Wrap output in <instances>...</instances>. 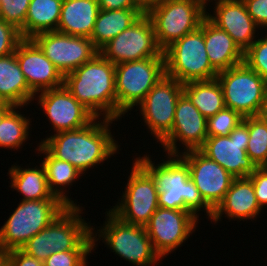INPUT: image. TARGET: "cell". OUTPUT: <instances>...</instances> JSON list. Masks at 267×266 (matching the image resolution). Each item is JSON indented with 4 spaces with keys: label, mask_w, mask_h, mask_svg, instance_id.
Instances as JSON below:
<instances>
[{
    "label": "cell",
    "mask_w": 267,
    "mask_h": 266,
    "mask_svg": "<svg viewBox=\"0 0 267 266\" xmlns=\"http://www.w3.org/2000/svg\"><path fill=\"white\" fill-rule=\"evenodd\" d=\"M99 119L96 117L89 125L76 130L54 133L40 143L55 158L70 163L85 174L87 169L103 163L119 151L120 145L109 127L115 120L103 118L100 122Z\"/></svg>",
    "instance_id": "1"
},
{
    "label": "cell",
    "mask_w": 267,
    "mask_h": 266,
    "mask_svg": "<svg viewBox=\"0 0 267 266\" xmlns=\"http://www.w3.org/2000/svg\"><path fill=\"white\" fill-rule=\"evenodd\" d=\"M168 160L156 164L149 155L136 157V161L152 176L158 189L161 208L190 211L199 217L206 211L211 219L213 210L204 202L199 190L189 176V166L179 155H167Z\"/></svg>",
    "instance_id": "2"
},
{
    "label": "cell",
    "mask_w": 267,
    "mask_h": 266,
    "mask_svg": "<svg viewBox=\"0 0 267 266\" xmlns=\"http://www.w3.org/2000/svg\"><path fill=\"white\" fill-rule=\"evenodd\" d=\"M63 85L95 117L116 121L115 64L100 53L65 74Z\"/></svg>",
    "instance_id": "3"
},
{
    "label": "cell",
    "mask_w": 267,
    "mask_h": 266,
    "mask_svg": "<svg viewBox=\"0 0 267 266\" xmlns=\"http://www.w3.org/2000/svg\"><path fill=\"white\" fill-rule=\"evenodd\" d=\"M82 209L83 207H68L21 249L41 261L60 251L94 249L92 226L82 219Z\"/></svg>",
    "instance_id": "4"
},
{
    "label": "cell",
    "mask_w": 267,
    "mask_h": 266,
    "mask_svg": "<svg viewBox=\"0 0 267 266\" xmlns=\"http://www.w3.org/2000/svg\"><path fill=\"white\" fill-rule=\"evenodd\" d=\"M67 208L60 199L21 200L0 229V248L21 249Z\"/></svg>",
    "instance_id": "5"
},
{
    "label": "cell",
    "mask_w": 267,
    "mask_h": 266,
    "mask_svg": "<svg viewBox=\"0 0 267 266\" xmlns=\"http://www.w3.org/2000/svg\"><path fill=\"white\" fill-rule=\"evenodd\" d=\"M106 216L107 221L99 232L94 234L95 228L92 226L93 248L97 247L96 241L102 238L115 254L129 263L136 266H155L160 263L161 257L154 250L145 227L125 223L110 210Z\"/></svg>",
    "instance_id": "6"
},
{
    "label": "cell",
    "mask_w": 267,
    "mask_h": 266,
    "mask_svg": "<svg viewBox=\"0 0 267 266\" xmlns=\"http://www.w3.org/2000/svg\"><path fill=\"white\" fill-rule=\"evenodd\" d=\"M163 54L165 75L182 84L217 77L218 72L212 67L206 52L204 19L198 29L172 43Z\"/></svg>",
    "instance_id": "7"
},
{
    "label": "cell",
    "mask_w": 267,
    "mask_h": 266,
    "mask_svg": "<svg viewBox=\"0 0 267 266\" xmlns=\"http://www.w3.org/2000/svg\"><path fill=\"white\" fill-rule=\"evenodd\" d=\"M165 76V58H147L115 65L116 121L144 100Z\"/></svg>",
    "instance_id": "8"
},
{
    "label": "cell",
    "mask_w": 267,
    "mask_h": 266,
    "mask_svg": "<svg viewBox=\"0 0 267 266\" xmlns=\"http://www.w3.org/2000/svg\"><path fill=\"white\" fill-rule=\"evenodd\" d=\"M207 6L200 0H162L147 15L152 21L159 48L164 51L184 35L198 29Z\"/></svg>",
    "instance_id": "9"
},
{
    "label": "cell",
    "mask_w": 267,
    "mask_h": 266,
    "mask_svg": "<svg viewBox=\"0 0 267 266\" xmlns=\"http://www.w3.org/2000/svg\"><path fill=\"white\" fill-rule=\"evenodd\" d=\"M121 201L110 209L121 221L145 227L159 207L152 176L135 160Z\"/></svg>",
    "instance_id": "10"
},
{
    "label": "cell",
    "mask_w": 267,
    "mask_h": 266,
    "mask_svg": "<svg viewBox=\"0 0 267 266\" xmlns=\"http://www.w3.org/2000/svg\"><path fill=\"white\" fill-rule=\"evenodd\" d=\"M222 87L225 106L243 118L256 116L264 99L267 82L245 62L221 71L216 77Z\"/></svg>",
    "instance_id": "11"
},
{
    "label": "cell",
    "mask_w": 267,
    "mask_h": 266,
    "mask_svg": "<svg viewBox=\"0 0 267 266\" xmlns=\"http://www.w3.org/2000/svg\"><path fill=\"white\" fill-rule=\"evenodd\" d=\"M99 53L112 64L147 58H164L156 42L151 19L143 14L136 22L109 41Z\"/></svg>",
    "instance_id": "12"
},
{
    "label": "cell",
    "mask_w": 267,
    "mask_h": 266,
    "mask_svg": "<svg viewBox=\"0 0 267 266\" xmlns=\"http://www.w3.org/2000/svg\"><path fill=\"white\" fill-rule=\"evenodd\" d=\"M182 94L183 84L165 75L138 105L144 124L157 142H161L171 132L176 104Z\"/></svg>",
    "instance_id": "13"
},
{
    "label": "cell",
    "mask_w": 267,
    "mask_h": 266,
    "mask_svg": "<svg viewBox=\"0 0 267 266\" xmlns=\"http://www.w3.org/2000/svg\"><path fill=\"white\" fill-rule=\"evenodd\" d=\"M248 140L247 117H244L229 136L207 137L199 150L235 178L248 177L257 168L246 152Z\"/></svg>",
    "instance_id": "14"
},
{
    "label": "cell",
    "mask_w": 267,
    "mask_h": 266,
    "mask_svg": "<svg viewBox=\"0 0 267 266\" xmlns=\"http://www.w3.org/2000/svg\"><path fill=\"white\" fill-rule=\"evenodd\" d=\"M198 221L190 211L158 207L145 228L154 250L162 259L194 233Z\"/></svg>",
    "instance_id": "15"
},
{
    "label": "cell",
    "mask_w": 267,
    "mask_h": 266,
    "mask_svg": "<svg viewBox=\"0 0 267 266\" xmlns=\"http://www.w3.org/2000/svg\"><path fill=\"white\" fill-rule=\"evenodd\" d=\"M32 39L63 76L99 53L87 37L49 31L36 34Z\"/></svg>",
    "instance_id": "16"
},
{
    "label": "cell",
    "mask_w": 267,
    "mask_h": 266,
    "mask_svg": "<svg viewBox=\"0 0 267 266\" xmlns=\"http://www.w3.org/2000/svg\"><path fill=\"white\" fill-rule=\"evenodd\" d=\"M179 156L188 164L190 179L204 202L214 211L223 201L235 177L200 150L180 152Z\"/></svg>",
    "instance_id": "17"
},
{
    "label": "cell",
    "mask_w": 267,
    "mask_h": 266,
    "mask_svg": "<svg viewBox=\"0 0 267 266\" xmlns=\"http://www.w3.org/2000/svg\"><path fill=\"white\" fill-rule=\"evenodd\" d=\"M207 118L192 104L183 93L177 101L171 132L160 142L164 152L179 155L177 141L184 145V152L199 150L207 139Z\"/></svg>",
    "instance_id": "18"
},
{
    "label": "cell",
    "mask_w": 267,
    "mask_h": 266,
    "mask_svg": "<svg viewBox=\"0 0 267 266\" xmlns=\"http://www.w3.org/2000/svg\"><path fill=\"white\" fill-rule=\"evenodd\" d=\"M39 93L37 95L38 104L56 133L82 128L96 118L64 85Z\"/></svg>",
    "instance_id": "19"
},
{
    "label": "cell",
    "mask_w": 267,
    "mask_h": 266,
    "mask_svg": "<svg viewBox=\"0 0 267 266\" xmlns=\"http://www.w3.org/2000/svg\"><path fill=\"white\" fill-rule=\"evenodd\" d=\"M15 54L29 88L36 95L63 86L64 76L32 38H23Z\"/></svg>",
    "instance_id": "20"
},
{
    "label": "cell",
    "mask_w": 267,
    "mask_h": 266,
    "mask_svg": "<svg viewBox=\"0 0 267 266\" xmlns=\"http://www.w3.org/2000/svg\"><path fill=\"white\" fill-rule=\"evenodd\" d=\"M214 13L206 17L217 27L226 31L244 53L255 41L259 27L247 12L242 0H214Z\"/></svg>",
    "instance_id": "21"
},
{
    "label": "cell",
    "mask_w": 267,
    "mask_h": 266,
    "mask_svg": "<svg viewBox=\"0 0 267 266\" xmlns=\"http://www.w3.org/2000/svg\"><path fill=\"white\" fill-rule=\"evenodd\" d=\"M261 210L251 179L249 177H238L233 179L223 201L213 211L210 220L218 223V220L225 213L230 220L251 219L252 221L261 214Z\"/></svg>",
    "instance_id": "22"
},
{
    "label": "cell",
    "mask_w": 267,
    "mask_h": 266,
    "mask_svg": "<svg viewBox=\"0 0 267 266\" xmlns=\"http://www.w3.org/2000/svg\"><path fill=\"white\" fill-rule=\"evenodd\" d=\"M204 40L208 59L219 73L244 62V53L223 29L204 18Z\"/></svg>",
    "instance_id": "23"
},
{
    "label": "cell",
    "mask_w": 267,
    "mask_h": 266,
    "mask_svg": "<svg viewBox=\"0 0 267 266\" xmlns=\"http://www.w3.org/2000/svg\"><path fill=\"white\" fill-rule=\"evenodd\" d=\"M36 94L29 88L16 54L0 57V101L16 107H24Z\"/></svg>",
    "instance_id": "24"
},
{
    "label": "cell",
    "mask_w": 267,
    "mask_h": 266,
    "mask_svg": "<svg viewBox=\"0 0 267 266\" xmlns=\"http://www.w3.org/2000/svg\"><path fill=\"white\" fill-rule=\"evenodd\" d=\"M99 11L97 0H63L57 31L90 38Z\"/></svg>",
    "instance_id": "25"
},
{
    "label": "cell",
    "mask_w": 267,
    "mask_h": 266,
    "mask_svg": "<svg viewBox=\"0 0 267 266\" xmlns=\"http://www.w3.org/2000/svg\"><path fill=\"white\" fill-rule=\"evenodd\" d=\"M144 13L139 8L100 9L90 39L99 51L114 37L136 22Z\"/></svg>",
    "instance_id": "26"
},
{
    "label": "cell",
    "mask_w": 267,
    "mask_h": 266,
    "mask_svg": "<svg viewBox=\"0 0 267 266\" xmlns=\"http://www.w3.org/2000/svg\"><path fill=\"white\" fill-rule=\"evenodd\" d=\"M36 150L39 151L38 154L45 155L41 164L44 166L48 186L52 194L68 207H80L67 196V193L65 194L64 189L68 185H73L72 182H75L82 173L70 163L55 158L41 143Z\"/></svg>",
    "instance_id": "27"
},
{
    "label": "cell",
    "mask_w": 267,
    "mask_h": 266,
    "mask_svg": "<svg viewBox=\"0 0 267 266\" xmlns=\"http://www.w3.org/2000/svg\"><path fill=\"white\" fill-rule=\"evenodd\" d=\"M8 175L10 176V186L23 195L22 200H43L59 199L55 197L49 189L44 166L38 168H21L12 166Z\"/></svg>",
    "instance_id": "28"
},
{
    "label": "cell",
    "mask_w": 267,
    "mask_h": 266,
    "mask_svg": "<svg viewBox=\"0 0 267 266\" xmlns=\"http://www.w3.org/2000/svg\"><path fill=\"white\" fill-rule=\"evenodd\" d=\"M63 0H31L22 38H33L36 34L57 31Z\"/></svg>",
    "instance_id": "29"
},
{
    "label": "cell",
    "mask_w": 267,
    "mask_h": 266,
    "mask_svg": "<svg viewBox=\"0 0 267 266\" xmlns=\"http://www.w3.org/2000/svg\"><path fill=\"white\" fill-rule=\"evenodd\" d=\"M183 93L207 119L226 107L217 78L186 82L183 84Z\"/></svg>",
    "instance_id": "30"
},
{
    "label": "cell",
    "mask_w": 267,
    "mask_h": 266,
    "mask_svg": "<svg viewBox=\"0 0 267 266\" xmlns=\"http://www.w3.org/2000/svg\"><path fill=\"white\" fill-rule=\"evenodd\" d=\"M21 107H14L3 119L0 124V147L8 149L22 148L24 142L29 138L30 118L22 115L19 110Z\"/></svg>",
    "instance_id": "31"
},
{
    "label": "cell",
    "mask_w": 267,
    "mask_h": 266,
    "mask_svg": "<svg viewBox=\"0 0 267 266\" xmlns=\"http://www.w3.org/2000/svg\"><path fill=\"white\" fill-rule=\"evenodd\" d=\"M247 155L256 167H267V124L257 116L247 117Z\"/></svg>",
    "instance_id": "32"
},
{
    "label": "cell",
    "mask_w": 267,
    "mask_h": 266,
    "mask_svg": "<svg viewBox=\"0 0 267 266\" xmlns=\"http://www.w3.org/2000/svg\"><path fill=\"white\" fill-rule=\"evenodd\" d=\"M242 121L243 117L238 112L225 107L207 119V135L208 137L229 136Z\"/></svg>",
    "instance_id": "33"
},
{
    "label": "cell",
    "mask_w": 267,
    "mask_h": 266,
    "mask_svg": "<svg viewBox=\"0 0 267 266\" xmlns=\"http://www.w3.org/2000/svg\"><path fill=\"white\" fill-rule=\"evenodd\" d=\"M244 62L267 82V34L244 52Z\"/></svg>",
    "instance_id": "34"
},
{
    "label": "cell",
    "mask_w": 267,
    "mask_h": 266,
    "mask_svg": "<svg viewBox=\"0 0 267 266\" xmlns=\"http://www.w3.org/2000/svg\"><path fill=\"white\" fill-rule=\"evenodd\" d=\"M31 0H5L0 3V19L14 26L20 33L26 21Z\"/></svg>",
    "instance_id": "35"
},
{
    "label": "cell",
    "mask_w": 267,
    "mask_h": 266,
    "mask_svg": "<svg viewBox=\"0 0 267 266\" xmlns=\"http://www.w3.org/2000/svg\"><path fill=\"white\" fill-rule=\"evenodd\" d=\"M95 249H74L71 251H60L50 255L44 266H87L88 254Z\"/></svg>",
    "instance_id": "36"
},
{
    "label": "cell",
    "mask_w": 267,
    "mask_h": 266,
    "mask_svg": "<svg viewBox=\"0 0 267 266\" xmlns=\"http://www.w3.org/2000/svg\"><path fill=\"white\" fill-rule=\"evenodd\" d=\"M22 39L19 30L0 19V57L14 53Z\"/></svg>",
    "instance_id": "37"
},
{
    "label": "cell",
    "mask_w": 267,
    "mask_h": 266,
    "mask_svg": "<svg viewBox=\"0 0 267 266\" xmlns=\"http://www.w3.org/2000/svg\"><path fill=\"white\" fill-rule=\"evenodd\" d=\"M248 177L253 183L259 206L264 208L267 206V167H257Z\"/></svg>",
    "instance_id": "38"
},
{
    "label": "cell",
    "mask_w": 267,
    "mask_h": 266,
    "mask_svg": "<svg viewBox=\"0 0 267 266\" xmlns=\"http://www.w3.org/2000/svg\"><path fill=\"white\" fill-rule=\"evenodd\" d=\"M259 28H267V0H242ZM267 30V29H266Z\"/></svg>",
    "instance_id": "39"
},
{
    "label": "cell",
    "mask_w": 267,
    "mask_h": 266,
    "mask_svg": "<svg viewBox=\"0 0 267 266\" xmlns=\"http://www.w3.org/2000/svg\"><path fill=\"white\" fill-rule=\"evenodd\" d=\"M7 266H44V263L22 249H14L7 251Z\"/></svg>",
    "instance_id": "40"
},
{
    "label": "cell",
    "mask_w": 267,
    "mask_h": 266,
    "mask_svg": "<svg viewBox=\"0 0 267 266\" xmlns=\"http://www.w3.org/2000/svg\"><path fill=\"white\" fill-rule=\"evenodd\" d=\"M99 8L102 10H122L128 8H138L133 0H97Z\"/></svg>",
    "instance_id": "41"
},
{
    "label": "cell",
    "mask_w": 267,
    "mask_h": 266,
    "mask_svg": "<svg viewBox=\"0 0 267 266\" xmlns=\"http://www.w3.org/2000/svg\"><path fill=\"white\" fill-rule=\"evenodd\" d=\"M135 5L144 13L147 14L151 9L159 4L162 0H133Z\"/></svg>",
    "instance_id": "42"
},
{
    "label": "cell",
    "mask_w": 267,
    "mask_h": 266,
    "mask_svg": "<svg viewBox=\"0 0 267 266\" xmlns=\"http://www.w3.org/2000/svg\"><path fill=\"white\" fill-rule=\"evenodd\" d=\"M261 121L267 124V90L261 103L258 114L256 115Z\"/></svg>",
    "instance_id": "43"
},
{
    "label": "cell",
    "mask_w": 267,
    "mask_h": 266,
    "mask_svg": "<svg viewBox=\"0 0 267 266\" xmlns=\"http://www.w3.org/2000/svg\"><path fill=\"white\" fill-rule=\"evenodd\" d=\"M15 106L7 103H0V124L2 119L14 108Z\"/></svg>",
    "instance_id": "44"
},
{
    "label": "cell",
    "mask_w": 267,
    "mask_h": 266,
    "mask_svg": "<svg viewBox=\"0 0 267 266\" xmlns=\"http://www.w3.org/2000/svg\"><path fill=\"white\" fill-rule=\"evenodd\" d=\"M0 266H7V252L0 248Z\"/></svg>",
    "instance_id": "45"
},
{
    "label": "cell",
    "mask_w": 267,
    "mask_h": 266,
    "mask_svg": "<svg viewBox=\"0 0 267 266\" xmlns=\"http://www.w3.org/2000/svg\"><path fill=\"white\" fill-rule=\"evenodd\" d=\"M200 1H202V2H203L205 5H207V6H208V4H207L208 2H210V1L213 2V0H200ZM207 1H208V2H207Z\"/></svg>",
    "instance_id": "46"
}]
</instances>
